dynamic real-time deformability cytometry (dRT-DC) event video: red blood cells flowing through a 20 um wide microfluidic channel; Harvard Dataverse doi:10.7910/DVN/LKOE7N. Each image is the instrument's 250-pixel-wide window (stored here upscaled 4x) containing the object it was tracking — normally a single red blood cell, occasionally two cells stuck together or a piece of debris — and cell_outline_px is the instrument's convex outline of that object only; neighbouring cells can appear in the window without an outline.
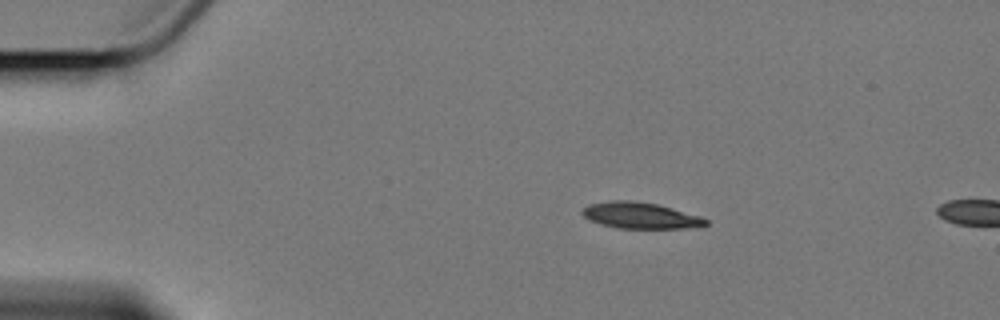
{"species": "Egyptian fruit bat (a non-hibernating species)", "species_latin": "Rousettus aegyptiacus", "temperature_condition": "cold", "stored_images_in_passage": 3, "camera_frame_rate_fps": 3000, "um_per_image_px": 0.085, "animal": {"sex": "female"}, "frame": {"image": 1, "passage_image": 1, "time_ms": 0.0, "image_size_px": [1000, 320], "cell_outline_px": [[708, 224], [684, 228], [620, 228], [600, 224], [588, 220], [580, 212], [588, 204], [608, 200], [632, 200], [656, 204], [672, 208], [700, 216], [708, 220]], "centroid_in_image_um": [54.37, 18.3], "position_along_channel_um": 30.6, "area_um2": 18.79}}